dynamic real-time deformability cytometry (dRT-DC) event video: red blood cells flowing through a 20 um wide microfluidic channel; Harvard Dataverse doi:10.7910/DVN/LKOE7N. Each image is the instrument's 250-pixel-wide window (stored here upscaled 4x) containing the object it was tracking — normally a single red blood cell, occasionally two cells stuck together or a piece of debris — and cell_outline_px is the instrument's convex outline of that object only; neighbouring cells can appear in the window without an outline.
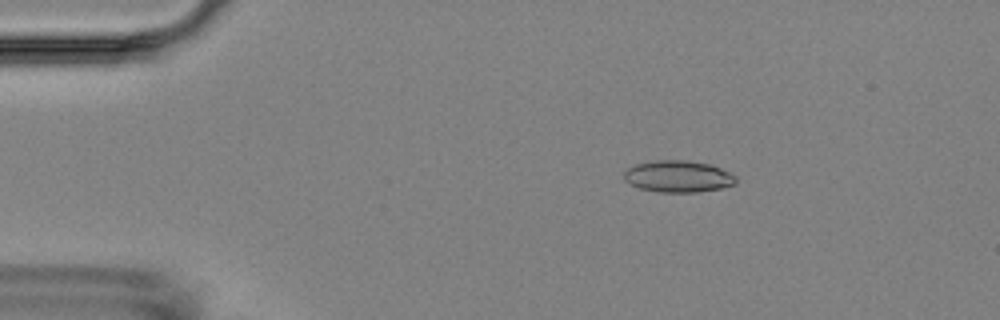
{"species": "Egyptian fruit bat (a non-hibernating species)", "species_latin": "Rousettus aegyptiacus", "temperature_condition": "room temperature", "stored_images_in_passage": 4, "camera_frame_rate_fps": 3000, "um_per_image_px": 0.085, "animal": {"sex": "female"}, "frame": {"image": 1, "passage_image": 2, "time_ms": 2.0, "image_size_px": [1000, 320], "cell_outline_px": [[736, 184], [720, 188], [696, 192], [660, 192], [640, 188], [624, 180], [624, 172], [628, 168], [636, 164], [656, 160], [688, 160], [708, 164], [720, 168], [736, 176]], "centroid_in_image_um": [57.64, 14.99], "position_along_channel_um": 27.4, "area_um2": 20.52}}